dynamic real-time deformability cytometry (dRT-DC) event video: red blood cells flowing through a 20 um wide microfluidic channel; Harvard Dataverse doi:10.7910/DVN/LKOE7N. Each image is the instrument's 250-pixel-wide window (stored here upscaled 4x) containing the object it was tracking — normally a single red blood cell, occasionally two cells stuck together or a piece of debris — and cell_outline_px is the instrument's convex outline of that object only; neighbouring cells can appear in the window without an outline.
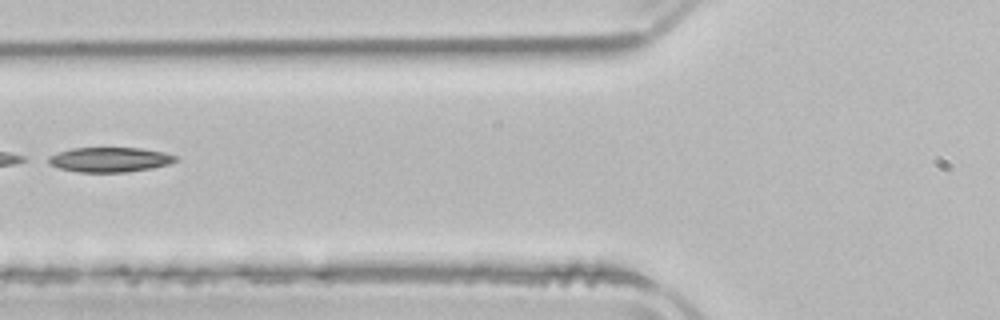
{"species": "common noctule bat (a hibernating species)", "species_latin": "Nyctalus noctula", "temperature_condition": "room temperature", "stored_images_in_passage": 5, "segment_of_instrument_passage": [2, 2], "camera_frame_rate_fps": 3000, "um_per_image_px": 0.085, "animal": {"sex": "male", "body_mass_g": 21.5, "forearm_length_mm": 52.0}, "frame": {"image": 1, "passage_image": 5, "time_ms": 6.0, "image_size_px": [1000, 320], "cell_outline_px": [[180, 160], [168, 164], [152, 168], [128, 172], [80, 172], [60, 168], [48, 164], [40, 160], [48, 156], [72, 148], [140, 148], [164, 152], [176, 156]], "centroid_in_image_um": [9.29, 13.57], "position_along_channel_um": 116.5, "area_um2": 18.55}}